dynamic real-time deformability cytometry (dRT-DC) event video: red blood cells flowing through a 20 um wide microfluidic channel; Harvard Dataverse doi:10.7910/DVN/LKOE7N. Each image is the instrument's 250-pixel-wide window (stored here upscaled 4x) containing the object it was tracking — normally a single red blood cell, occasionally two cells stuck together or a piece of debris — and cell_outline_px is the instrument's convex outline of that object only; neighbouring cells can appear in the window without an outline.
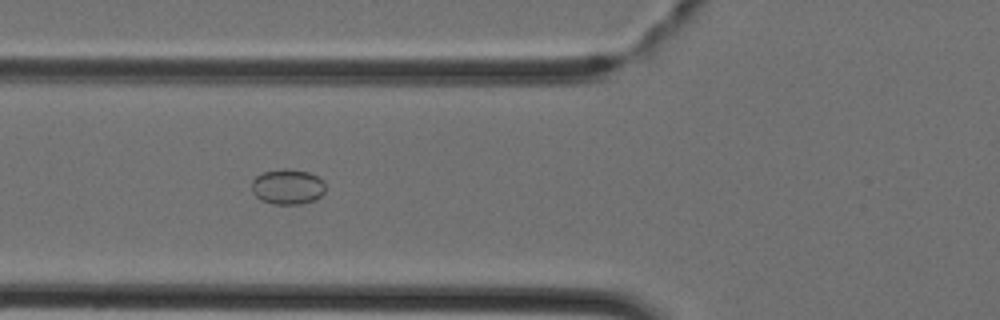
{"species": "Egyptian fruit bat (a non-hibernating species)", "species_latin": "Rousettus aegyptiacus", "temperature_condition": "cold", "stored_images_in_passage": 31, "camera_frame_rate_fps": 3000, "um_per_image_px": 0.085, "animal": {"sex": "female"}, "frame": {"image": 1, "passage_image": 3, "time_ms": 0.667, "image_size_px": [1000, 320], "cell_outline_px": [[324, 192], [316, 200], [300, 204], [272, 204], [260, 200], [252, 192], [252, 180], [256, 176], [264, 172], [284, 168], [288, 168], [308, 172], [324, 180]], "centroid_in_image_um": [24.44, 15.88], "position_along_channel_um": 101.4, "area_um2": 15.26}}
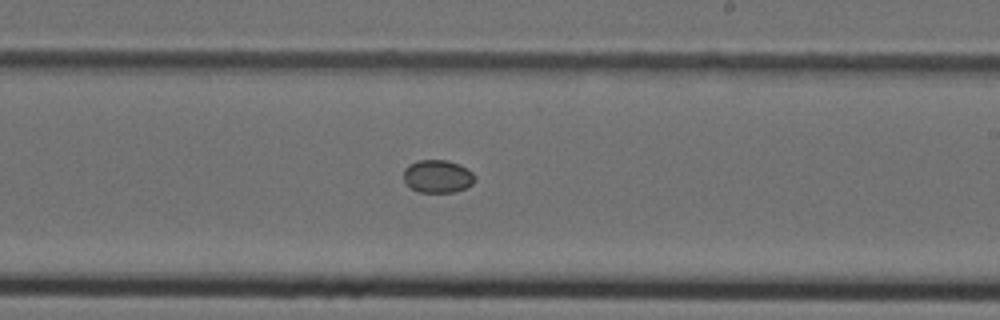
{"frame": {"image": 2, "passage_image": 13, "time_ms": 4.0, "image_size_px": [1000, 320], "cell_outline_px": [[476, 176], [472, 184], [456, 192], [420, 192], [412, 188], [404, 180], [404, 168], [408, 164], [416, 160], [448, 160], [460, 164], [472, 172]], "centroid_in_image_um": [37.2, 14.97], "position_along_channel_um": 251.8, "area_um2": 13.7}}
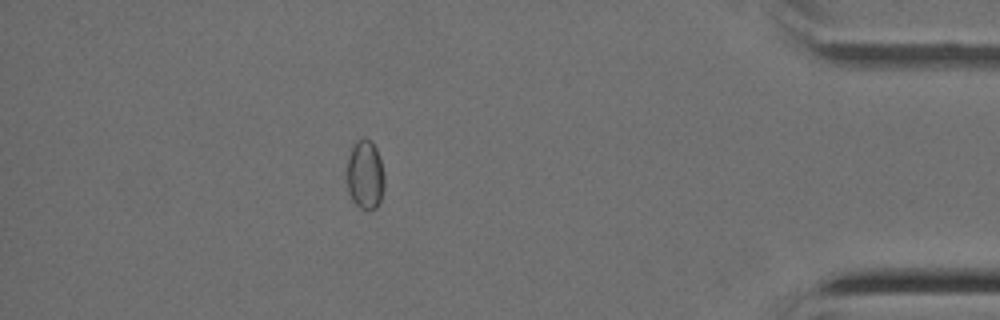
{"frame": {"image": 3, "passage_image": 26, "time_ms": 8.333, "image_size_px": [1000, 320], "cell_outline_px": [[384, 188], [380, 200], [376, 208], [360, 208], [352, 200], [348, 192], [348, 160], [352, 148], [356, 140], [364, 136], [372, 140], [376, 148], [380, 160], [384, 176]], "centroid_in_image_um": [31.05, 14.82], "position_along_channel_um": 404.2, "area_um2": 14.97}}